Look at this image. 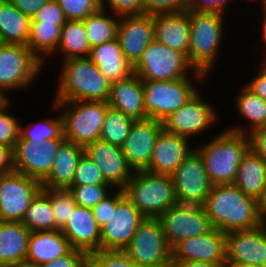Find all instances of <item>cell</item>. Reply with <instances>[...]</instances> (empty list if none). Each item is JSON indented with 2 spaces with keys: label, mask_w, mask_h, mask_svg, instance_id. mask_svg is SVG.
<instances>
[{
  "label": "cell",
  "mask_w": 266,
  "mask_h": 267,
  "mask_svg": "<svg viewBox=\"0 0 266 267\" xmlns=\"http://www.w3.org/2000/svg\"><path fill=\"white\" fill-rule=\"evenodd\" d=\"M202 207L212 226L224 233L249 230L265 223L259 200L244 194L234 184L213 185Z\"/></svg>",
  "instance_id": "1"
},
{
  "label": "cell",
  "mask_w": 266,
  "mask_h": 267,
  "mask_svg": "<svg viewBox=\"0 0 266 267\" xmlns=\"http://www.w3.org/2000/svg\"><path fill=\"white\" fill-rule=\"evenodd\" d=\"M61 63L60 82L53 102L108 101L111 82L88 57L69 58Z\"/></svg>",
  "instance_id": "2"
},
{
  "label": "cell",
  "mask_w": 266,
  "mask_h": 267,
  "mask_svg": "<svg viewBox=\"0 0 266 267\" xmlns=\"http://www.w3.org/2000/svg\"><path fill=\"white\" fill-rule=\"evenodd\" d=\"M195 150L203 159L212 185L233 184L240 162L249 150L248 136L224 130L209 143Z\"/></svg>",
  "instance_id": "3"
},
{
  "label": "cell",
  "mask_w": 266,
  "mask_h": 267,
  "mask_svg": "<svg viewBox=\"0 0 266 267\" xmlns=\"http://www.w3.org/2000/svg\"><path fill=\"white\" fill-rule=\"evenodd\" d=\"M123 190L145 218H158L178 204L171 175L137 170Z\"/></svg>",
  "instance_id": "4"
},
{
  "label": "cell",
  "mask_w": 266,
  "mask_h": 267,
  "mask_svg": "<svg viewBox=\"0 0 266 267\" xmlns=\"http://www.w3.org/2000/svg\"><path fill=\"white\" fill-rule=\"evenodd\" d=\"M224 14L190 11L188 62L206 77L218 57L223 34ZM219 50V51H218Z\"/></svg>",
  "instance_id": "5"
},
{
  "label": "cell",
  "mask_w": 266,
  "mask_h": 267,
  "mask_svg": "<svg viewBox=\"0 0 266 267\" xmlns=\"http://www.w3.org/2000/svg\"><path fill=\"white\" fill-rule=\"evenodd\" d=\"M56 109L61 110L63 118V135L66 141L86 147L100 139L104 118L109 107L105 101H63L54 102ZM72 106V107H71ZM70 108V109H69Z\"/></svg>",
  "instance_id": "6"
},
{
  "label": "cell",
  "mask_w": 266,
  "mask_h": 267,
  "mask_svg": "<svg viewBox=\"0 0 266 267\" xmlns=\"http://www.w3.org/2000/svg\"><path fill=\"white\" fill-rule=\"evenodd\" d=\"M193 70L195 79L207 78L195 71L187 57L155 39L143 51L142 57L134 65V73L142 81H170L187 77L188 70Z\"/></svg>",
  "instance_id": "7"
},
{
  "label": "cell",
  "mask_w": 266,
  "mask_h": 267,
  "mask_svg": "<svg viewBox=\"0 0 266 267\" xmlns=\"http://www.w3.org/2000/svg\"><path fill=\"white\" fill-rule=\"evenodd\" d=\"M145 219L140 211L118 189L110 196V215L100 228V250H124L131 242L139 224Z\"/></svg>",
  "instance_id": "8"
},
{
  "label": "cell",
  "mask_w": 266,
  "mask_h": 267,
  "mask_svg": "<svg viewBox=\"0 0 266 267\" xmlns=\"http://www.w3.org/2000/svg\"><path fill=\"white\" fill-rule=\"evenodd\" d=\"M144 106L150 119L163 123L197 91L188 77L170 81H143Z\"/></svg>",
  "instance_id": "9"
},
{
  "label": "cell",
  "mask_w": 266,
  "mask_h": 267,
  "mask_svg": "<svg viewBox=\"0 0 266 267\" xmlns=\"http://www.w3.org/2000/svg\"><path fill=\"white\" fill-rule=\"evenodd\" d=\"M123 251L140 267H169L172 257L157 218H145Z\"/></svg>",
  "instance_id": "10"
},
{
  "label": "cell",
  "mask_w": 266,
  "mask_h": 267,
  "mask_svg": "<svg viewBox=\"0 0 266 267\" xmlns=\"http://www.w3.org/2000/svg\"><path fill=\"white\" fill-rule=\"evenodd\" d=\"M41 67L43 63L27 46L0 43V91L4 95L5 90L27 88Z\"/></svg>",
  "instance_id": "11"
},
{
  "label": "cell",
  "mask_w": 266,
  "mask_h": 267,
  "mask_svg": "<svg viewBox=\"0 0 266 267\" xmlns=\"http://www.w3.org/2000/svg\"><path fill=\"white\" fill-rule=\"evenodd\" d=\"M172 249L181 240L209 232L213 226L202 206L176 204L157 218Z\"/></svg>",
  "instance_id": "12"
},
{
  "label": "cell",
  "mask_w": 266,
  "mask_h": 267,
  "mask_svg": "<svg viewBox=\"0 0 266 267\" xmlns=\"http://www.w3.org/2000/svg\"><path fill=\"white\" fill-rule=\"evenodd\" d=\"M42 190L40 181L13 171L0 176V221H20Z\"/></svg>",
  "instance_id": "13"
},
{
  "label": "cell",
  "mask_w": 266,
  "mask_h": 267,
  "mask_svg": "<svg viewBox=\"0 0 266 267\" xmlns=\"http://www.w3.org/2000/svg\"><path fill=\"white\" fill-rule=\"evenodd\" d=\"M171 178L178 204L202 206L213 186L196 150L177 167Z\"/></svg>",
  "instance_id": "14"
},
{
  "label": "cell",
  "mask_w": 266,
  "mask_h": 267,
  "mask_svg": "<svg viewBox=\"0 0 266 267\" xmlns=\"http://www.w3.org/2000/svg\"><path fill=\"white\" fill-rule=\"evenodd\" d=\"M66 139H49L41 142L22 140L13 149L14 171L42 182L50 173L58 148Z\"/></svg>",
  "instance_id": "15"
},
{
  "label": "cell",
  "mask_w": 266,
  "mask_h": 267,
  "mask_svg": "<svg viewBox=\"0 0 266 267\" xmlns=\"http://www.w3.org/2000/svg\"><path fill=\"white\" fill-rule=\"evenodd\" d=\"M196 92L178 111L163 122L167 132L190 139L207 131L218 120L215 108Z\"/></svg>",
  "instance_id": "16"
},
{
  "label": "cell",
  "mask_w": 266,
  "mask_h": 267,
  "mask_svg": "<svg viewBox=\"0 0 266 267\" xmlns=\"http://www.w3.org/2000/svg\"><path fill=\"white\" fill-rule=\"evenodd\" d=\"M163 129V123L154 119L134 121L130 133L121 147L128 165L133 169L145 170L152 157L154 145Z\"/></svg>",
  "instance_id": "17"
},
{
  "label": "cell",
  "mask_w": 266,
  "mask_h": 267,
  "mask_svg": "<svg viewBox=\"0 0 266 267\" xmlns=\"http://www.w3.org/2000/svg\"><path fill=\"white\" fill-rule=\"evenodd\" d=\"M116 38L125 57L135 65L154 40L153 16L144 13L120 16Z\"/></svg>",
  "instance_id": "18"
},
{
  "label": "cell",
  "mask_w": 266,
  "mask_h": 267,
  "mask_svg": "<svg viewBox=\"0 0 266 267\" xmlns=\"http://www.w3.org/2000/svg\"><path fill=\"white\" fill-rule=\"evenodd\" d=\"M226 261L266 266V223L249 230L227 232Z\"/></svg>",
  "instance_id": "19"
},
{
  "label": "cell",
  "mask_w": 266,
  "mask_h": 267,
  "mask_svg": "<svg viewBox=\"0 0 266 267\" xmlns=\"http://www.w3.org/2000/svg\"><path fill=\"white\" fill-rule=\"evenodd\" d=\"M84 149L85 154L101 170L105 182L123 190L134 171L128 165L122 149L100 139L89 143Z\"/></svg>",
  "instance_id": "20"
},
{
  "label": "cell",
  "mask_w": 266,
  "mask_h": 267,
  "mask_svg": "<svg viewBox=\"0 0 266 267\" xmlns=\"http://www.w3.org/2000/svg\"><path fill=\"white\" fill-rule=\"evenodd\" d=\"M171 259L227 264L226 233L213 227L203 235L181 240L172 248Z\"/></svg>",
  "instance_id": "21"
},
{
  "label": "cell",
  "mask_w": 266,
  "mask_h": 267,
  "mask_svg": "<svg viewBox=\"0 0 266 267\" xmlns=\"http://www.w3.org/2000/svg\"><path fill=\"white\" fill-rule=\"evenodd\" d=\"M189 139L162 129L154 145L152 157L146 171L171 175L195 150L189 148Z\"/></svg>",
  "instance_id": "22"
},
{
  "label": "cell",
  "mask_w": 266,
  "mask_h": 267,
  "mask_svg": "<svg viewBox=\"0 0 266 267\" xmlns=\"http://www.w3.org/2000/svg\"><path fill=\"white\" fill-rule=\"evenodd\" d=\"M61 232L73 249L86 254L100 250L101 231L90 208L76 206Z\"/></svg>",
  "instance_id": "23"
},
{
  "label": "cell",
  "mask_w": 266,
  "mask_h": 267,
  "mask_svg": "<svg viewBox=\"0 0 266 267\" xmlns=\"http://www.w3.org/2000/svg\"><path fill=\"white\" fill-rule=\"evenodd\" d=\"M154 39L183 53L188 59L190 45V11L153 16Z\"/></svg>",
  "instance_id": "24"
},
{
  "label": "cell",
  "mask_w": 266,
  "mask_h": 267,
  "mask_svg": "<svg viewBox=\"0 0 266 267\" xmlns=\"http://www.w3.org/2000/svg\"><path fill=\"white\" fill-rule=\"evenodd\" d=\"M109 107L121 111L133 120H145L143 81L135 73L128 78L111 83Z\"/></svg>",
  "instance_id": "25"
},
{
  "label": "cell",
  "mask_w": 266,
  "mask_h": 267,
  "mask_svg": "<svg viewBox=\"0 0 266 267\" xmlns=\"http://www.w3.org/2000/svg\"><path fill=\"white\" fill-rule=\"evenodd\" d=\"M88 58L111 83L134 74V65L121 51L117 38L91 48Z\"/></svg>",
  "instance_id": "26"
},
{
  "label": "cell",
  "mask_w": 266,
  "mask_h": 267,
  "mask_svg": "<svg viewBox=\"0 0 266 267\" xmlns=\"http://www.w3.org/2000/svg\"><path fill=\"white\" fill-rule=\"evenodd\" d=\"M72 249L69 240L60 229L34 231L29 236L26 261L41 266L65 256Z\"/></svg>",
  "instance_id": "27"
},
{
  "label": "cell",
  "mask_w": 266,
  "mask_h": 267,
  "mask_svg": "<svg viewBox=\"0 0 266 267\" xmlns=\"http://www.w3.org/2000/svg\"><path fill=\"white\" fill-rule=\"evenodd\" d=\"M84 153V147L65 140L58 148L50 173L41 182L42 189H67L73 182L78 161Z\"/></svg>",
  "instance_id": "28"
},
{
  "label": "cell",
  "mask_w": 266,
  "mask_h": 267,
  "mask_svg": "<svg viewBox=\"0 0 266 267\" xmlns=\"http://www.w3.org/2000/svg\"><path fill=\"white\" fill-rule=\"evenodd\" d=\"M30 234L20 221H0V267L26 260Z\"/></svg>",
  "instance_id": "29"
},
{
  "label": "cell",
  "mask_w": 266,
  "mask_h": 267,
  "mask_svg": "<svg viewBox=\"0 0 266 267\" xmlns=\"http://www.w3.org/2000/svg\"><path fill=\"white\" fill-rule=\"evenodd\" d=\"M233 184L244 194L260 200L266 190V160L249 149L240 162Z\"/></svg>",
  "instance_id": "30"
},
{
  "label": "cell",
  "mask_w": 266,
  "mask_h": 267,
  "mask_svg": "<svg viewBox=\"0 0 266 267\" xmlns=\"http://www.w3.org/2000/svg\"><path fill=\"white\" fill-rule=\"evenodd\" d=\"M31 19L20 12L9 0H0V43L27 46Z\"/></svg>",
  "instance_id": "31"
},
{
  "label": "cell",
  "mask_w": 266,
  "mask_h": 267,
  "mask_svg": "<svg viewBox=\"0 0 266 267\" xmlns=\"http://www.w3.org/2000/svg\"><path fill=\"white\" fill-rule=\"evenodd\" d=\"M91 45L86 36L83 21L67 20L61 27V35L56 52H61L63 60L69 58H87Z\"/></svg>",
  "instance_id": "32"
},
{
  "label": "cell",
  "mask_w": 266,
  "mask_h": 267,
  "mask_svg": "<svg viewBox=\"0 0 266 267\" xmlns=\"http://www.w3.org/2000/svg\"><path fill=\"white\" fill-rule=\"evenodd\" d=\"M60 35V25L44 21H31L27 47L44 64L45 56L55 54Z\"/></svg>",
  "instance_id": "33"
},
{
  "label": "cell",
  "mask_w": 266,
  "mask_h": 267,
  "mask_svg": "<svg viewBox=\"0 0 266 267\" xmlns=\"http://www.w3.org/2000/svg\"><path fill=\"white\" fill-rule=\"evenodd\" d=\"M236 99V108L241 117L250 122V129L232 127L229 131L247 134L254 129L266 127V100H263L246 86L239 92Z\"/></svg>",
  "instance_id": "34"
},
{
  "label": "cell",
  "mask_w": 266,
  "mask_h": 267,
  "mask_svg": "<svg viewBox=\"0 0 266 267\" xmlns=\"http://www.w3.org/2000/svg\"><path fill=\"white\" fill-rule=\"evenodd\" d=\"M22 224L31 232L58 230L53 217L50 197L41 190L27 208Z\"/></svg>",
  "instance_id": "35"
},
{
  "label": "cell",
  "mask_w": 266,
  "mask_h": 267,
  "mask_svg": "<svg viewBox=\"0 0 266 267\" xmlns=\"http://www.w3.org/2000/svg\"><path fill=\"white\" fill-rule=\"evenodd\" d=\"M107 10L100 8L83 20L91 48L116 38L119 19L108 17Z\"/></svg>",
  "instance_id": "36"
},
{
  "label": "cell",
  "mask_w": 266,
  "mask_h": 267,
  "mask_svg": "<svg viewBox=\"0 0 266 267\" xmlns=\"http://www.w3.org/2000/svg\"><path fill=\"white\" fill-rule=\"evenodd\" d=\"M134 121L121 111L108 107L100 140L121 148L130 133Z\"/></svg>",
  "instance_id": "37"
},
{
  "label": "cell",
  "mask_w": 266,
  "mask_h": 267,
  "mask_svg": "<svg viewBox=\"0 0 266 267\" xmlns=\"http://www.w3.org/2000/svg\"><path fill=\"white\" fill-rule=\"evenodd\" d=\"M59 115L53 119L41 120L38 124L34 123V127L30 126V128L28 126L23 128L20 124L19 137L22 140L41 142V145L49 139H65L63 135V118L61 114Z\"/></svg>",
  "instance_id": "38"
},
{
  "label": "cell",
  "mask_w": 266,
  "mask_h": 267,
  "mask_svg": "<svg viewBox=\"0 0 266 267\" xmlns=\"http://www.w3.org/2000/svg\"><path fill=\"white\" fill-rule=\"evenodd\" d=\"M51 200L55 225L61 230L68 222L77 204L68 189H42Z\"/></svg>",
  "instance_id": "39"
},
{
  "label": "cell",
  "mask_w": 266,
  "mask_h": 267,
  "mask_svg": "<svg viewBox=\"0 0 266 267\" xmlns=\"http://www.w3.org/2000/svg\"><path fill=\"white\" fill-rule=\"evenodd\" d=\"M85 267H140L123 250H99L86 254Z\"/></svg>",
  "instance_id": "40"
},
{
  "label": "cell",
  "mask_w": 266,
  "mask_h": 267,
  "mask_svg": "<svg viewBox=\"0 0 266 267\" xmlns=\"http://www.w3.org/2000/svg\"><path fill=\"white\" fill-rule=\"evenodd\" d=\"M109 184L70 185L67 189L71 192L77 206L92 209L109 193Z\"/></svg>",
  "instance_id": "41"
},
{
  "label": "cell",
  "mask_w": 266,
  "mask_h": 267,
  "mask_svg": "<svg viewBox=\"0 0 266 267\" xmlns=\"http://www.w3.org/2000/svg\"><path fill=\"white\" fill-rule=\"evenodd\" d=\"M63 10L67 20L83 21L100 8V0H55Z\"/></svg>",
  "instance_id": "42"
},
{
  "label": "cell",
  "mask_w": 266,
  "mask_h": 267,
  "mask_svg": "<svg viewBox=\"0 0 266 267\" xmlns=\"http://www.w3.org/2000/svg\"><path fill=\"white\" fill-rule=\"evenodd\" d=\"M10 101L0 107V145L15 148L19 139L20 123L7 111Z\"/></svg>",
  "instance_id": "43"
},
{
  "label": "cell",
  "mask_w": 266,
  "mask_h": 267,
  "mask_svg": "<svg viewBox=\"0 0 266 267\" xmlns=\"http://www.w3.org/2000/svg\"><path fill=\"white\" fill-rule=\"evenodd\" d=\"M107 184L98 166L84 153L77 164L71 185Z\"/></svg>",
  "instance_id": "44"
},
{
  "label": "cell",
  "mask_w": 266,
  "mask_h": 267,
  "mask_svg": "<svg viewBox=\"0 0 266 267\" xmlns=\"http://www.w3.org/2000/svg\"><path fill=\"white\" fill-rule=\"evenodd\" d=\"M190 0H144L143 13L148 15L177 13L187 10Z\"/></svg>",
  "instance_id": "45"
},
{
  "label": "cell",
  "mask_w": 266,
  "mask_h": 267,
  "mask_svg": "<svg viewBox=\"0 0 266 267\" xmlns=\"http://www.w3.org/2000/svg\"><path fill=\"white\" fill-rule=\"evenodd\" d=\"M107 2L108 8L113 11L116 18L124 15H134L143 13L144 0H100L102 9H105ZM105 5V6H104Z\"/></svg>",
  "instance_id": "46"
},
{
  "label": "cell",
  "mask_w": 266,
  "mask_h": 267,
  "mask_svg": "<svg viewBox=\"0 0 266 267\" xmlns=\"http://www.w3.org/2000/svg\"><path fill=\"white\" fill-rule=\"evenodd\" d=\"M31 21L55 23L62 27L67 19L58 3L55 0H50L36 12Z\"/></svg>",
  "instance_id": "47"
},
{
  "label": "cell",
  "mask_w": 266,
  "mask_h": 267,
  "mask_svg": "<svg viewBox=\"0 0 266 267\" xmlns=\"http://www.w3.org/2000/svg\"><path fill=\"white\" fill-rule=\"evenodd\" d=\"M85 257L84 251L72 249L65 256L44 263L41 267H85Z\"/></svg>",
  "instance_id": "48"
},
{
  "label": "cell",
  "mask_w": 266,
  "mask_h": 267,
  "mask_svg": "<svg viewBox=\"0 0 266 267\" xmlns=\"http://www.w3.org/2000/svg\"><path fill=\"white\" fill-rule=\"evenodd\" d=\"M229 0H190L187 10L197 12H214L224 14Z\"/></svg>",
  "instance_id": "49"
},
{
  "label": "cell",
  "mask_w": 266,
  "mask_h": 267,
  "mask_svg": "<svg viewBox=\"0 0 266 267\" xmlns=\"http://www.w3.org/2000/svg\"><path fill=\"white\" fill-rule=\"evenodd\" d=\"M247 136L249 149L266 160V127L254 129Z\"/></svg>",
  "instance_id": "50"
},
{
  "label": "cell",
  "mask_w": 266,
  "mask_h": 267,
  "mask_svg": "<svg viewBox=\"0 0 266 267\" xmlns=\"http://www.w3.org/2000/svg\"><path fill=\"white\" fill-rule=\"evenodd\" d=\"M259 71V74L246 83L245 86L257 96L266 100V61H264Z\"/></svg>",
  "instance_id": "51"
},
{
  "label": "cell",
  "mask_w": 266,
  "mask_h": 267,
  "mask_svg": "<svg viewBox=\"0 0 266 267\" xmlns=\"http://www.w3.org/2000/svg\"><path fill=\"white\" fill-rule=\"evenodd\" d=\"M26 17L32 19L36 12L50 0H9Z\"/></svg>",
  "instance_id": "52"
},
{
  "label": "cell",
  "mask_w": 266,
  "mask_h": 267,
  "mask_svg": "<svg viewBox=\"0 0 266 267\" xmlns=\"http://www.w3.org/2000/svg\"><path fill=\"white\" fill-rule=\"evenodd\" d=\"M92 212L99 227H103L108 221L110 215V197L107 195L92 208Z\"/></svg>",
  "instance_id": "53"
},
{
  "label": "cell",
  "mask_w": 266,
  "mask_h": 267,
  "mask_svg": "<svg viewBox=\"0 0 266 267\" xmlns=\"http://www.w3.org/2000/svg\"><path fill=\"white\" fill-rule=\"evenodd\" d=\"M14 171L13 149L0 145V176Z\"/></svg>",
  "instance_id": "54"
},
{
  "label": "cell",
  "mask_w": 266,
  "mask_h": 267,
  "mask_svg": "<svg viewBox=\"0 0 266 267\" xmlns=\"http://www.w3.org/2000/svg\"><path fill=\"white\" fill-rule=\"evenodd\" d=\"M169 267H226V264L171 259Z\"/></svg>",
  "instance_id": "55"
},
{
  "label": "cell",
  "mask_w": 266,
  "mask_h": 267,
  "mask_svg": "<svg viewBox=\"0 0 266 267\" xmlns=\"http://www.w3.org/2000/svg\"><path fill=\"white\" fill-rule=\"evenodd\" d=\"M259 204L262 220L266 223V190L263 197L259 200Z\"/></svg>",
  "instance_id": "56"
},
{
  "label": "cell",
  "mask_w": 266,
  "mask_h": 267,
  "mask_svg": "<svg viewBox=\"0 0 266 267\" xmlns=\"http://www.w3.org/2000/svg\"><path fill=\"white\" fill-rule=\"evenodd\" d=\"M8 267H41V266H38L37 264L31 263L25 260V261L11 264Z\"/></svg>",
  "instance_id": "57"
},
{
  "label": "cell",
  "mask_w": 266,
  "mask_h": 267,
  "mask_svg": "<svg viewBox=\"0 0 266 267\" xmlns=\"http://www.w3.org/2000/svg\"><path fill=\"white\" fill-rule=\"evenodd\" d=\"M226 267H266V266H258L255 264L227 263Z\"/></svg>",
  "instance_id": "58"
},
{
  "label": "cell",
  "mask_w": 266,
  "mask_h": 267,
  "mask_svg": "<svg viewBox=\"0 0 266 267\" xmlns=\"http://www.w3.org/2000/svg\"><path fill=\"white\" fill-rule=\"evenodd\" d=\"M8 99H10V98H7V95H4V94L0 91V107H1L2 105H4V104L8 101Z\"/></svg>",
  "instance_id": "59"
},
{
  "label": "cell",
  "mask_w": 266,
  "mask_h": 267,
  "mask_svg": "<svg viewBox=\"0 0 266 267\" xmlns=\"http://www.w3.org/2000/svg\"><path fill=\"white\" fill-rule=\"evenodd\" d=\"M263 12H264L263 15L265 16V17H264V20H263V21H264V23H263V26H264V27H263V30H266V9H265L264 11H262V13H263Z\"/></svg>",
  "instance_id": "60"
},
{
  "label": "cell",
  "mask_w": 266,
  "mask_h": 267,
  "mask_svg": "<svg viewBox=\"0 0 266 267\" xmlns=\"http://www.w3.org/2000/svg\"><path fill=\"white\" fill-rule=\"evenodd\" d=\"M262 31H263V34H262L263 40L266 42V30H262ZM265 61H266V59H265Z\"/></svg>",
  "instance_id": "61"
},
{
  "label": "cell",
  "mask_w": 266,
  "mask_h": 267,
  "mask_svg": "<svg viewBox=\"0 0 266 267\" xmlns=\"http://www.w3.org/2000/svg\"><path fill=\"white\" fill-rule=\"evenodd\" d=\"M257 1V0H256ZM261 1V0H260ZM263 2H262V4H263V11L266 9V0H262Z\"/></svg>",
  "instance_id": "62"
}]
</instances>
